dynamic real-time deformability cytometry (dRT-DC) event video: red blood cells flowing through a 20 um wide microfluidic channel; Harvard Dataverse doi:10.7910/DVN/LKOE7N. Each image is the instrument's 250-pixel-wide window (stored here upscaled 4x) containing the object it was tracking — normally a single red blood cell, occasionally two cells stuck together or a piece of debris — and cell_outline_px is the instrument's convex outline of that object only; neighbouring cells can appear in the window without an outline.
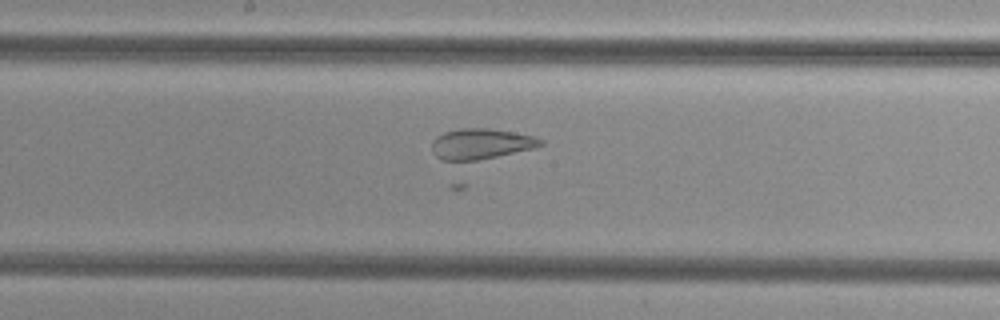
{"species": "common noctule bat (a hibernating species)", "species_latin": "Nyctalus noctula", "temperature_condition": "cold", "stored_images_in_passage": 37, "camera_frame_rate_fps": 3000, "um_per_image_px": 0.085, "animal": {"sex": "female", "body_mass_g": 29.2, "forearm_length_mm": 56.3}, "frame": {"image": 1, "passage_image": 12, "time_ms": 3.667, "image_size_px": [1000, 320], "cell_outline_px": [[544, 144], [532, 148], [496, 156], [476, 160], [444, 160], [436, 156], [432, 152], [432, 140], [436, 136], [444, 132], [460, 128], [492, 128], [532, 136], [544, 140]], "centroid_in_image_um": [40.84, 12.21], "position_along_channel_um": 207.4, "area_um2": 19.13}}
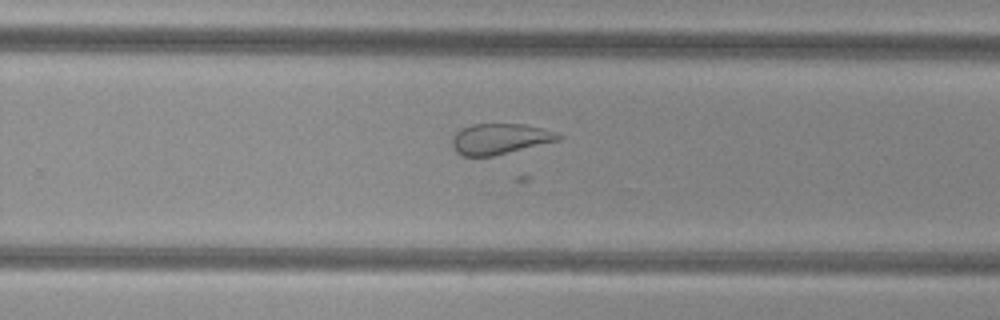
{"frame": {"image": 2, "passage_image": 18, "time_ms": 5.667, "image_size_px": [1000, 320], "cell_outline_px": [[564, 136], [560, 140], [492, 156], [464, 156], [456, 152], [452, 148], [452, 136], [456, 132], [472, 124], [524, 124], [560, 132]], "centroid_in_image_um": [42.52, 11.8], "position_along_channel_um": 287.3, "area_um2": 19.07}}